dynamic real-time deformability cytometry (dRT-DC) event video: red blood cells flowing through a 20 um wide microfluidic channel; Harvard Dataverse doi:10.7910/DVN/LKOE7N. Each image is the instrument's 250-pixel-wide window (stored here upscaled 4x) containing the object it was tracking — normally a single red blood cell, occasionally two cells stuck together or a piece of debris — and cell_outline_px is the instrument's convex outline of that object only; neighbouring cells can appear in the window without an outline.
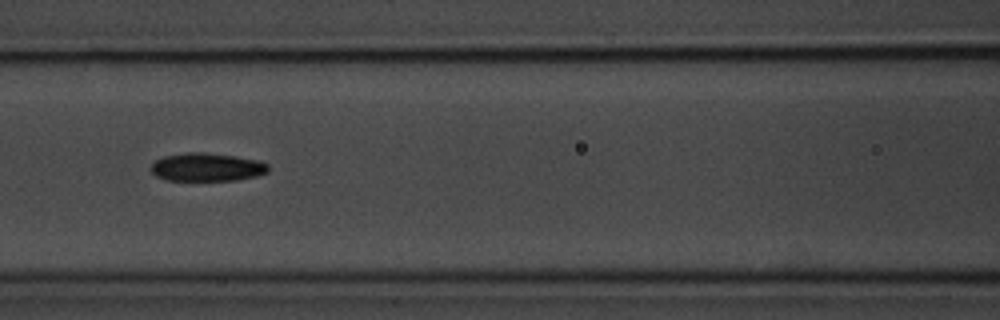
{"species": "common noctule bat (a hibernating species)", "species_latin": "Nyctalus noctula", "temperature_condition": "room temperature", "stored_images_in_passage": 8, "camera_frame_rate_fps": 3000, "um_per_image_px": 0.085, "animal": {"sex": "male", "body_mass_g": 20.1, "forearm_length_mm": 53.5}, "frame": {"image": 1, "passage_image": 3, "time_ms": 0.667, "image_size_px": [1000, 320], "cell_outline_px": [[268, 172], [256, 176], [236, 180], [168, 180], [156, 176], [152, 172], [152, 164], [156, 160], [164, 156], [188, 152], [204, 152], [236, 156], [260, 160], [268, 164]], "centroid_in_image_um": [17.62, 14.2], "position_along_channel_um": 149.0, "area_um2": 19.25}}
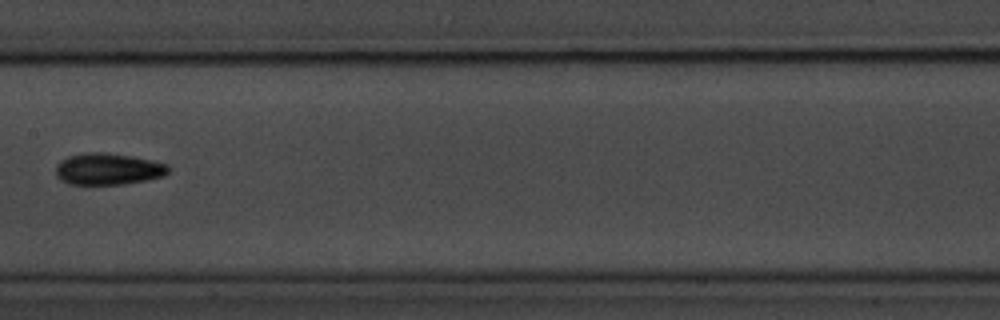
{"frame": {"image": 2, "passage_image": 4, "time_ms": 1.0, "image_size_px": [1000, 320], "cell_outline_px": [[168, 172], [164, 176], [124, 184], [68, 184], [60, 180], [56, 176], [56, 164], [60, 160], [68, 156], [84, 152], [104, 152], [132, 156], [152, 160], [168, 164]], "centroid_in_image_um": [9.15, 14.35], "position_along_channel_um": 198.3, "area_um2": 20.87}}
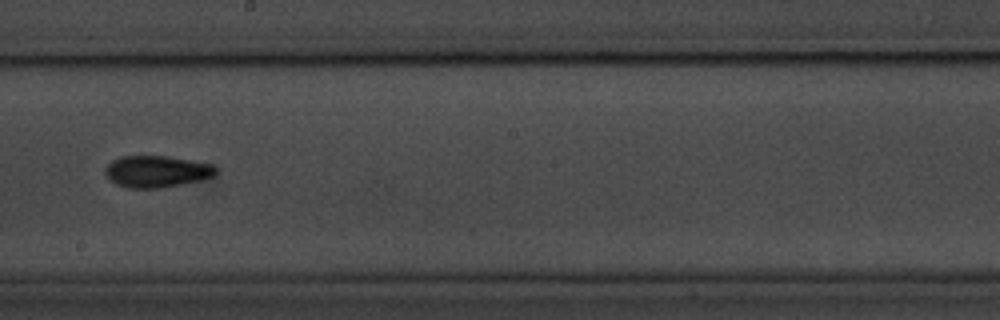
{"frame": {"image": 3, "passage_image": 5, "time_ms": 1.333, "image_size_px": [1000, 320], "cell_outline_px": [[216, 172], [212, 176], [200, 180], [184, 184], [160, 188], [128, 188], [116, 184], [104, 172], [104, 168], [112, 160], [120, 156], [168, 156], [212, 164], [216, 168]], "centroid_in_image_um": [13.3, 14.57], "position_along_channel_um": 234.9, "area_um2": 20.4}}